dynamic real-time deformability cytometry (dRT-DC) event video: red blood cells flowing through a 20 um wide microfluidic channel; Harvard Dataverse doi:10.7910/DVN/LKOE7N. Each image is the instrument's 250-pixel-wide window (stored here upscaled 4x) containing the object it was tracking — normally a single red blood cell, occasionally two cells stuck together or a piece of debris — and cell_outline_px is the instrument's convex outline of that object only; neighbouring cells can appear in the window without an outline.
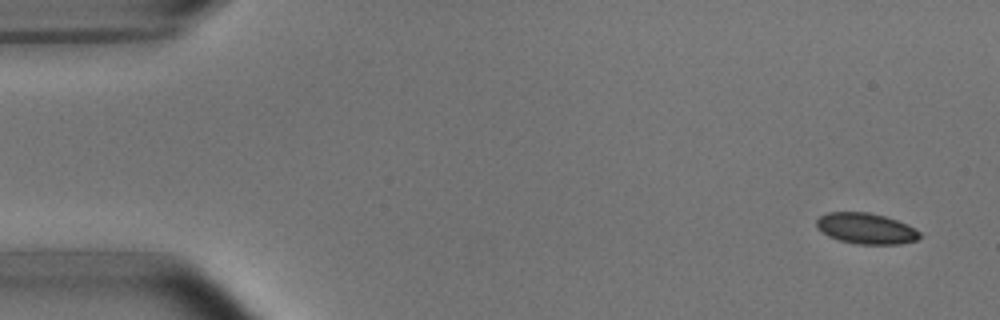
{"species": "common noctule bat (a hibernating species)", "species_latin": "Nyctalus noctula", "temperature_condition": "room temperature", "stored_images_in_passage": 5, "camera_frame_rate_fps": 3000, "um_per_image_px": 0.085, "animal": {"sex": "male", "body_mass_g": 15.6}, "frame": {"image": 1, "passage_image": 1, "time_ms": 0.0, "image_size_px": [1000, 320], "cell_outline_px": [[920, 236], [916, 240], [900, 244], [856, 244], [840, 240], [828, 236], [816, 224], [816, 220], [820, 216], [828, 212], [868, 212], [884, 216], [896, 220], [920, 232]], "centroid_in_image_um": [73.59, 19.42], "position_along_channel_um": 11.4, "area_um2": 18.21}}
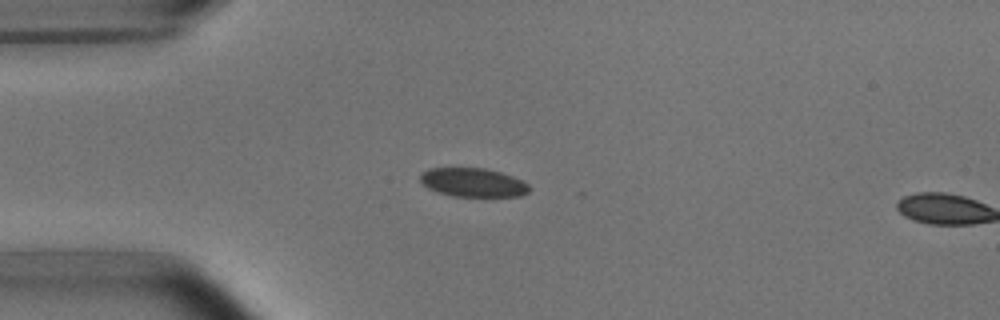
{"frame": {"image": 2, "passage_image": 4, "time_ms": 3.667, "image_size_px": [1000, 320], "cell_outline_px": [[532, 188], [528, 192], [520, 196], [452, 196], [428, 188], [420, 180], [420, 172], [428, 168], [484, 168], [500, 172], [512, 176], [528, 184]], "centroid_in_image_um": [40.2, 15.5], "position_along_channel_um": 44.8, "area_um2": 18.21}}